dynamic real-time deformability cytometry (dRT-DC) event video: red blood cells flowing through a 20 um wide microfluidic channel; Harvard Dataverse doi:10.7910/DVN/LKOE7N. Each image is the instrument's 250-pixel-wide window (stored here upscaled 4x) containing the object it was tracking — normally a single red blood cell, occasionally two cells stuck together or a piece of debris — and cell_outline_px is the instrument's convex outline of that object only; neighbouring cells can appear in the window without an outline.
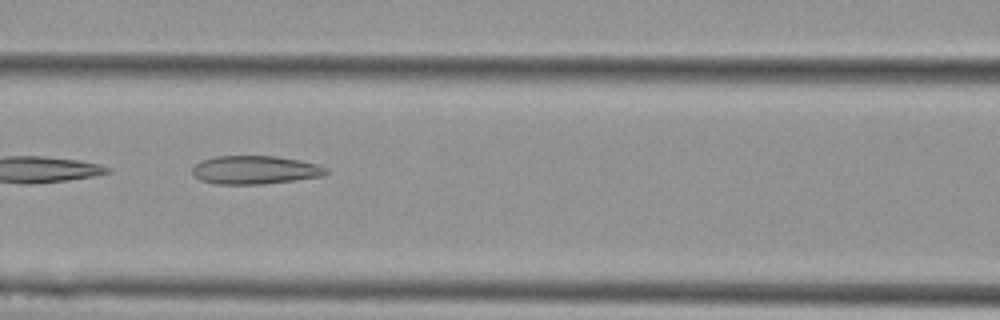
{"species": "Egyptian fruit bat (a non-hibernating species)", "species_latin": "Rousettus aegyptiacus", "temperature_condition": "cold", "stored_images_in_passage": 7, "segment_of_instrument_passage": [1, 2], "camera_frame_rate_fps": 3000, "um_per_image_px": 0.085, "animal": {"sex": "female"}, "frame": {"image": 1, "passage_image": 4, "time_ms": 1.0, "image_size_px": [1000, 320], "cell_outline_px": [[328, 172], [320, 176], [292, 180], [260, 184], [216, 184], [200, 180], [192, 172], [192, 168], [200, 160], [212, 156], [276, 156], [300, 160], [316, 164], [328, 168]], "centroid_in_image_um": [21.63, 14.43], "position_along_channel_um": 145.0, "area_um2": 22.02}}
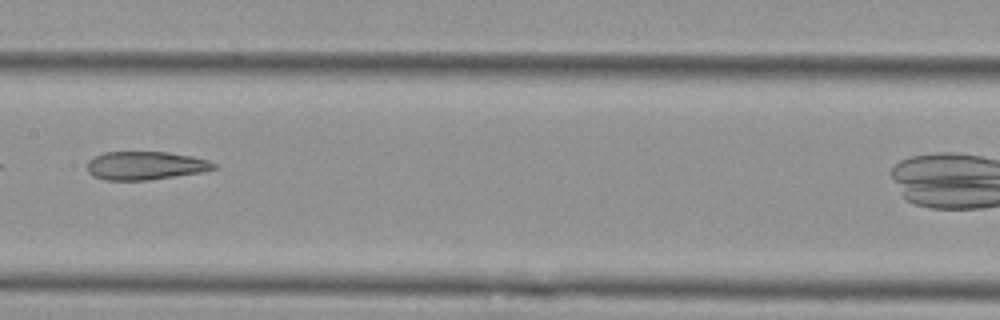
{"frame": {"image": 2, "passage_image": 5, "time_ms": 1.333, "image_size_px": [1000, 320], "cell_outline_px": [[216, 168], [204, 172], [148, 180], [104, 180], [92, 176], [88, 172], [88, 160], [104, 152], [168, 152], [192, 156], [208, 160], [216, 164]], "centroid_in_image_um": [12.37, 14.08], "position_along_channel_um": 195.0, "area_um2": 20.98}}
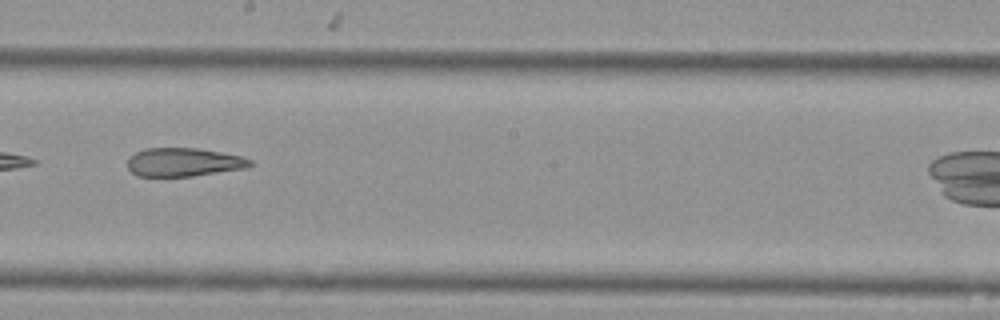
{"frame": {"image": 3, "passage_image": 6, "time_ms": 1.667, "image_size_px": [1000, 320], "cell_outline_px": [[252, 164], [248, 168], [192, 176], [136, 176], [128, 168], [128, 160], [136, 152], [144, 148], [196, 148], [220, 152], [240, 156], [252, 160]], "centroid_in_image_um": [15.62, 13.79], "position_along_channel_um": 232.6, "area_um2": 20.29}}